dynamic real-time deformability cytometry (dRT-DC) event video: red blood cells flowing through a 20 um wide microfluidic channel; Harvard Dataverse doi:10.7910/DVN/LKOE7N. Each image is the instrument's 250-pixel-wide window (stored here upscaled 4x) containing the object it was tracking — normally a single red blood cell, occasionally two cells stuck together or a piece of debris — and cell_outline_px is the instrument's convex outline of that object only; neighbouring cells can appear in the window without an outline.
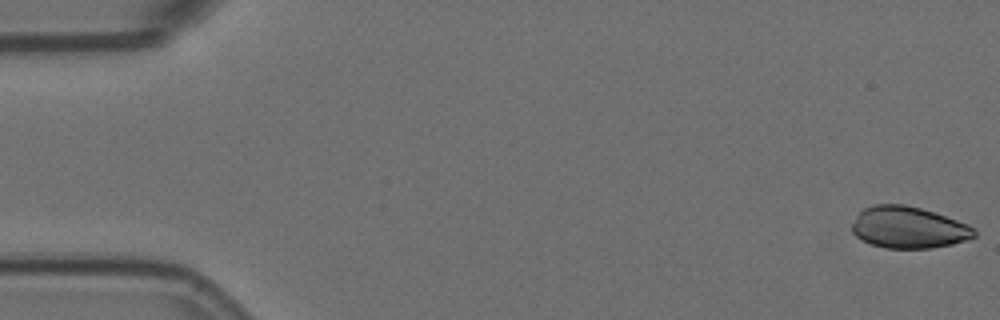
{"species": "Egyptian fruit bat (a non-hibernating species)", "species_latin": "Rousettus aegyptiacus", "temperature_condition": "room temperature", "stored_images_in_passage": 56, "camera_frame_rate_fps": 3000, "um_per_image_px": 0.085, "animal": {"sex": "female"}, "frame": {"image": 1, "passage_image": 1, "time_ms": 0.0, "image_size_px": [1000, 320], "cell_outline_px": [[976, 236], [968, 240], [952, 244], [932, 248], [884, 248], [872, 244], [856, 236], [852, 232], [852, 224], [856, 216], [864, 208], [872, 204], [904, 204], [920, 208], [968, 224], [976, 228]], "centroid_in_image_um": [77.23, 19.34], "position_along_channel_um": 7.8, "area_um2": 29.65}}
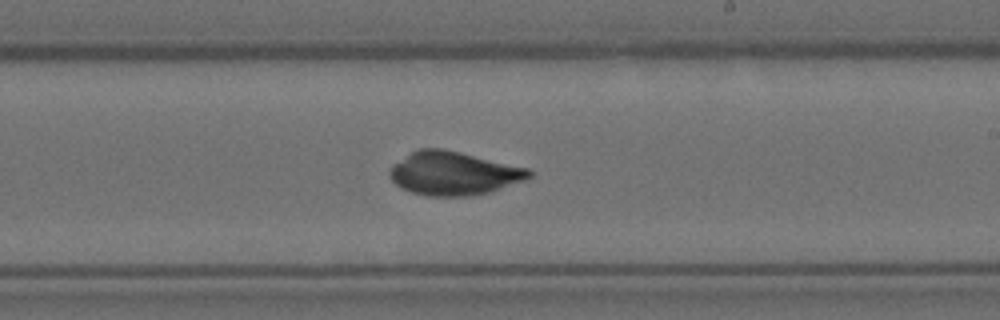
{"frame": {"image": 2, "passage_image": 33, "time_ms": 10.667, "image_size_px": [1000, 320], "cell_outline_px": [[532, 176], [524, 180], [488, 192], [472, 196], [424, 196], [400, 188], [388, 176], [388, 172], [392, 164], [416, 148], [444, 148], [528, 168], [532, 172]], "centroid_in_image_um": [38.5, 14.72], "position_along_channel_um": 250.5, "area_um2": 35.49}}
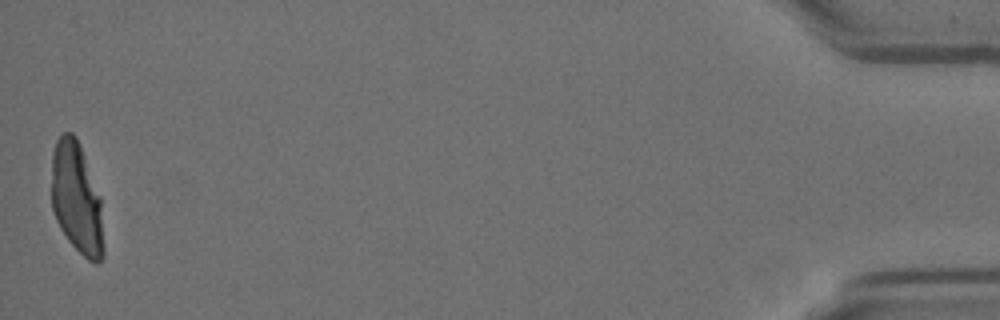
{"frame": {"image": 3, "passage_image": 56, "time_ms": 18.333, "image_size_px": [1000, 320], "cell_outline_px": [[104, 256], [96, 264], [88, 260], [68, 240], [60, 228], [56, 220], [52, 208], [52, 152], [56, 140], [64, 132], [72, 132], [76, 136], [80, 144], [100, 196], [104, 248]], "centroid_in_image_um": [6.51, 16.86], "position_along_channel_um": 428.7, "area_um2": 33.87}}